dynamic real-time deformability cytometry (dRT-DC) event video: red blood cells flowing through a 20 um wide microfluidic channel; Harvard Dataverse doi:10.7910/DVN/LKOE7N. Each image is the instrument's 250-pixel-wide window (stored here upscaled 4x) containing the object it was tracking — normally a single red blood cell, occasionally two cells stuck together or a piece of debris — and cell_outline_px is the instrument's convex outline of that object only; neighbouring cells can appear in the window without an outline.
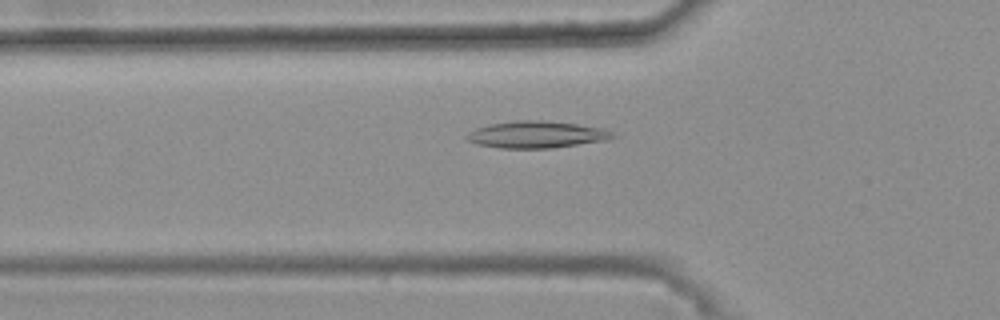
{"species": "common noctule bat (a hibernating species)", "species_latin": "Nyctalus noctula", "temperature_condition": "warm", "stored_images_in_passage": 49, "camera_frame_rate_fps": 3000, "um_per_image_px": 0.085, "animal": {"sex": "female", "body_mass_g": 25.1}, "frame": {"image": 1, "passage_image": 18, "time_ms": 5.667, "image_size_px": [1000, 320], "cell_outline_px": [[620, 136], [608, 140], [552, 148], [500, 148], [476, 144], [468, 140], [464, 136], [468, 132], [476, 128], [488, 124], [516, 120], [540, 120], [576, 124], [608, 128]], "centroid_in_image_um": [45.67, 11.43], "position_along_channel_um": 80.1, "area_um2": 23.24}}
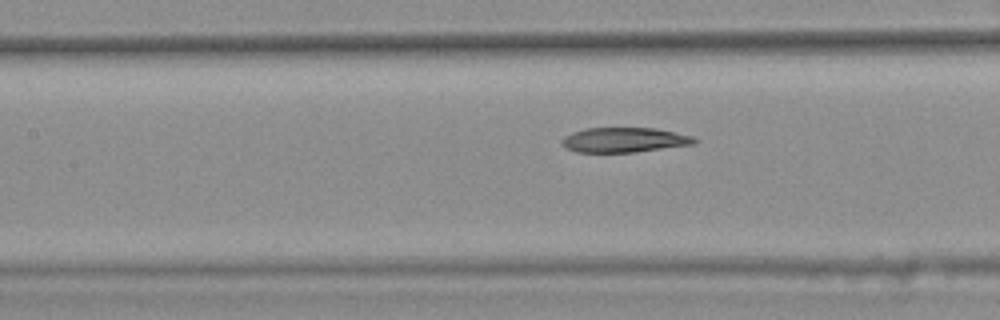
{"frame": {"image": 2, "passage_image": 24, "time_ms": 7.667, "image_size_px": [1000, 320], "cell_outline_px": [[700, 140], [696, 144], [636, 152], [576, 152], [560, 144], [560, 140], [564, 136], [572, 132], [584, 128], [656, 128], [696, 136]], "centroid_in_image_um": [53.12, 11.89], "position_along_channel_um": 154.3, "area_um2": 19.54}}
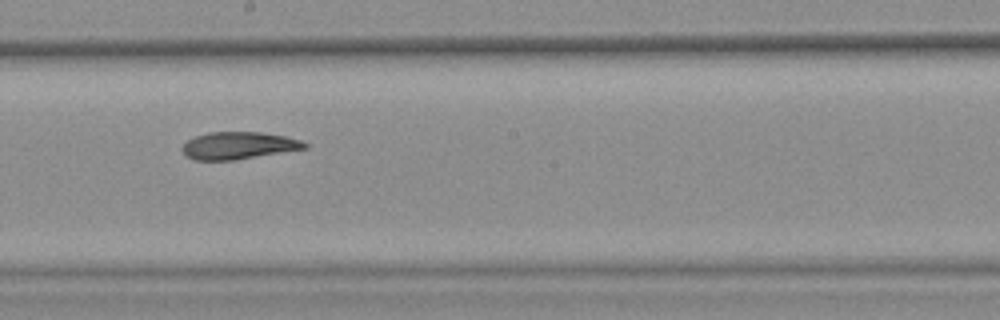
{"frame": {"image": 3, "passage_image": 30, "time_ms": 9.667, "image_size_px": [1000, 320], "cell_outline_px": [[308, 148], [232, 160], [196, 160], [184, 156], [180, 148], [188, 140], [196, 136], [208, 132], [260, 132], [284, 136], [300, 140], [308, 144]], "centroid_in_image_um": [20.23, 12.37], "position_along_channel_um": 228.0, "area_um2": 19.36}, "authors_computed_cell_mechanics": {"area_um2": 20.4612, "velocity_mm_per_s": 3.6923, "shape_relaxation_time_tau1_ms": 11.0992, "shape_relaxation_time_tau2_ms": 3.9645, "deformation_change_tau1": 0.2343, "deformation_change_tau2": 0.0857}}